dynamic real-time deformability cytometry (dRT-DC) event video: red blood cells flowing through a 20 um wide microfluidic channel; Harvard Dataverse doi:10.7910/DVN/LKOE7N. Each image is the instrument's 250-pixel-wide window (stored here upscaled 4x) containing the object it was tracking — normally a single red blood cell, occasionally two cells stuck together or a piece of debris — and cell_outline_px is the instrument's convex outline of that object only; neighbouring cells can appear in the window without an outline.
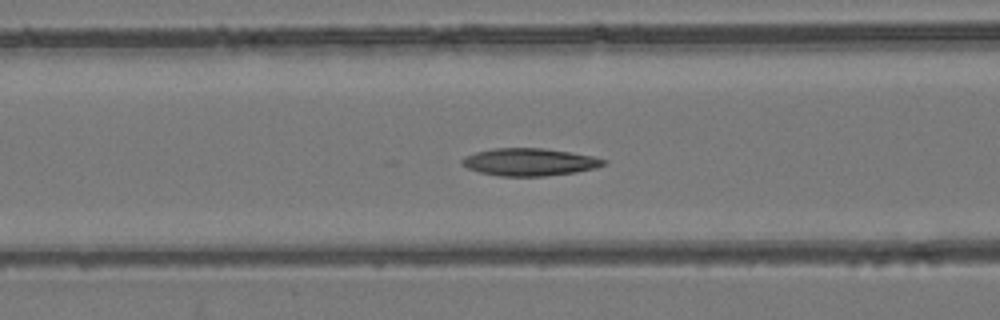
{"species": "common noctule bat (a hibernating species)", "species_latin": "Nyctalus noctula", "temperature_condition": "room temperature", "stored_images_in_passage": 54, "camera_frame_rate_fps": 3000, "um_per_image_px": 0.085, "animal": {"sex": "female", "body_mass_g": 24.6, "forearm_length_mm": 56.2}, "frame": {"image": 1, "passage_image": 22, "time_ms": 7.0, "image_size_px": [1000, 320], "cell_outline_px": [[608, 164], [596, 168], [576, 172], [544, 176], [500, 176], [480, 172], [468, 168], [460, 164], [460, 160], [464, 156], [476, 152], [492, 148], [544, 148], [592, 156], [608, 160]], "centroid_in_image_um": [45.01, 13.77], "position_along_channel_um": 121.6, "area_um2": 22.77}}
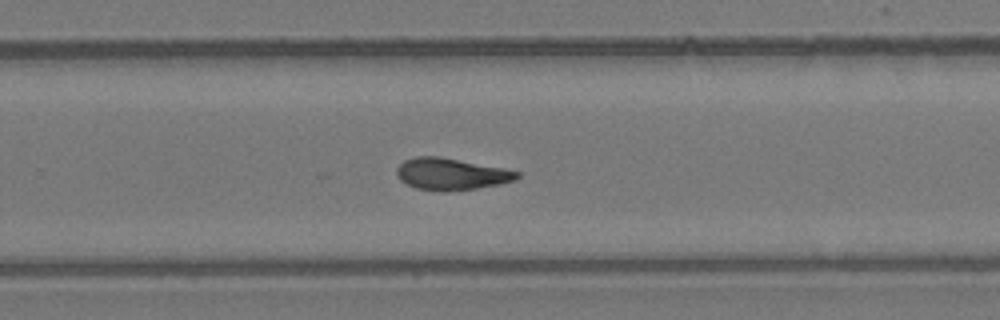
{"frame": {"image": 2, "passage_image": 35, "time_ms": 11.333, "image_size_px": [1000, 320], "cell_outline_px": [[520, 176], [516, 180], [500, 184], [476, 188], [444, 192], [440, 192], [416, 188], [400, 180], [396, 176], [396, 168], [404, 160], [416, 156], [440, 156], [504, 168], [520, 172]], "centroid_in_image_um": [38.34, 14.79], "position_along_channel_um": 291.5, "area_um2": 22.48}}
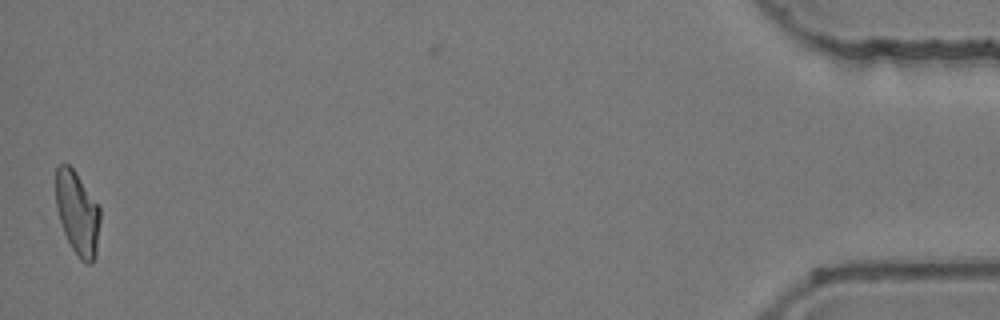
{"frame": {"image": 3, "passage_image": 53, "time_ms": 17.333, "image_size_px": [1000, 320], "cell_outline_px": [[100, 220], [96, 256], [92, 264], [88, 264], [80, 260], [72, 248], [64, 232], [56, 208], [56, 168], [60, 164], [68, 164], [72, 168], [100, 208]], "centroid_in_image_um": [6.59, 18.16], "position_along_channel_um": 428.6, "area_um2": 21.33}, "authors_computed_cell_mechanics": {"area_um2": 22.6287, "velocity_mm_per_s": 3.9296, "shape_relaxation_time_tau1_ms": 8.0218, "shape_relaxation_time_tau2_ms": 2.5023, "deformation_change_tau1": 0.2186, "deformation_change_tau2": 0.0931}}